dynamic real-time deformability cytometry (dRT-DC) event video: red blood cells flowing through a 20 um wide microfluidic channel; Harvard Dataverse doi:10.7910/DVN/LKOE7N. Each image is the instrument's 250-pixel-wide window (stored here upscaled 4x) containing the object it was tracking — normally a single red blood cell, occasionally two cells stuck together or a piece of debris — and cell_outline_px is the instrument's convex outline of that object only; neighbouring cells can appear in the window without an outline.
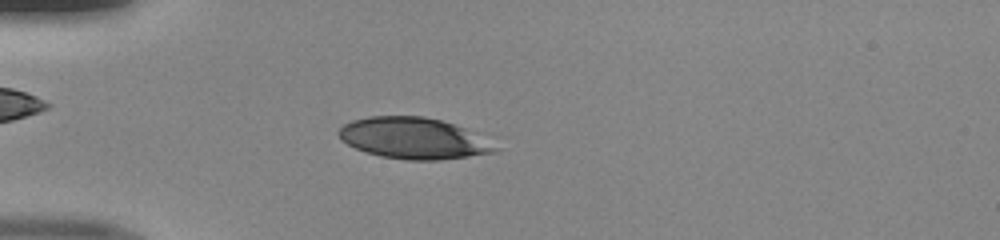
{"species": "human", "species_latin": "Homo sapiens", "temperature_condition": "room temperature", "stored_images_in_passage": 48, "camera_frame_rate_fps": 3000, "um_per_image_px": 0.085, "donor": {"sex": "male"}, "frame": {"image": 1, "passage_image": 13, "time_ms": 4.0, "image_size_px": [1000, 240], "cell_outline_px": [[500, 148], [496, 152], [440, 160], [408, 160], [380, 156], [356, 148], [340, 140], [336, 132], [344, 124], [352, 120], [368, 116], [424, 116], [440, 120], [500, 136]], "centroid_in_image_um": [35.39, 11.74], "position_along_channel_um": 49.6, "area_um2": 39.19}}
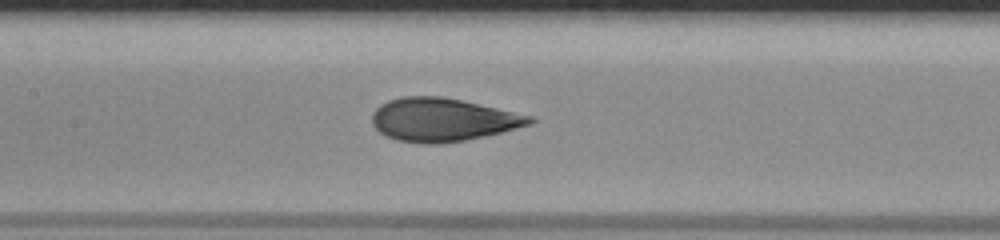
{"frame": {"image": 2, "passage_image": 23, "time_ms": 7.333, "image_size_px": [1000, 240], "cell_outline_px": [[536, 120], [532, 124], [484, 136], [464, 140], [440, 144], [424, 144], [396, 140], [380, 132], [372, 124], [372, 112], [380, 104], [388, 100], [404, 96], [440, 96], [460, 100], [532, 116]], "centroid_in_image_um": [37.59, 10.18], "position_along_channel_um": 169.8, "area_um2": 39.48}}
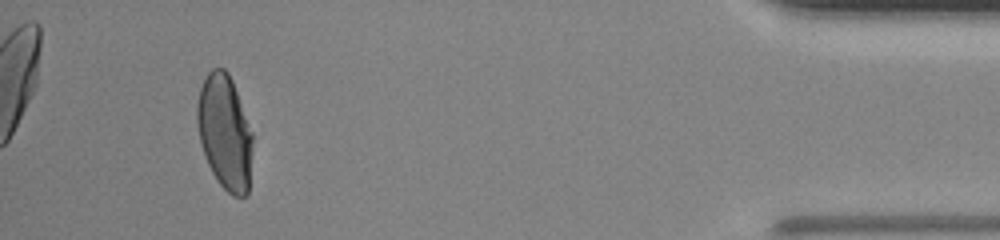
{"frame": {"image": 3, "passage_image": 45, "time_ms": 14.667, "image_size_px": [1000, 240], "cell_outline_px": [[252, 152], [248, 192], [244, 196], [232, 196], [220, 184], [212, 172], [208, 164], [200, 140], [196, 120], [196, 108], [200, 88], [208, 72], [212, 68], [224, 68], [228, 72], [232, 80], [252, 132]], "centroid_in_image_um": [19.1, 11.23], "position_along_channel_um": 416.1, "area_um2": 36.82}}